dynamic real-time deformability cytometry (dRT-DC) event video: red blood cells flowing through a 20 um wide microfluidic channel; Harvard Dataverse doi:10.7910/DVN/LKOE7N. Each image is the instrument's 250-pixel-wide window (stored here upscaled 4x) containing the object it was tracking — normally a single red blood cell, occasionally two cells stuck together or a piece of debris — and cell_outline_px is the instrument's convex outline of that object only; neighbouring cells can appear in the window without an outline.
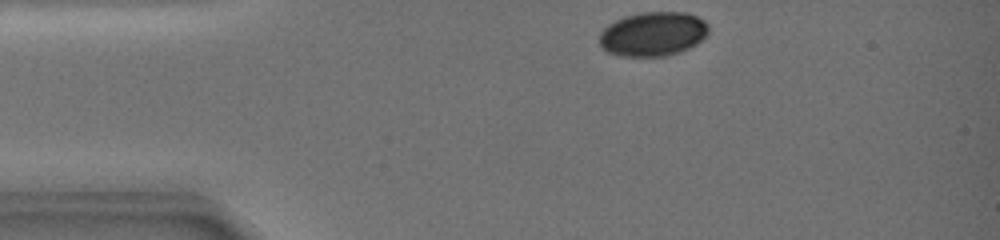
{"species": "common noctule bat (a hibernating species)", "species_latin": "Nyctalus noctula", "temperature_condition": "warm", "stored_images_in_passage": 41, "camera_frame_rate_fps": 3000, "um_per_image_px": 0.085, "animal": {"sex": "female", "body_mass_g": 19.0, "forearm_length_mm": 51.5}, "frame": {"image": 1, "passage_image": 1, "time_ms": 0.0, "image_size_px": [1000, 240], "cell_outline_px": [[708, 32], [696, 44], [680, 52], [664, 56], [616, 56], [600, 48], [600, 32], [608, 24], [624, 16], [644, 12], [684, 12], [696, 16], [704, 20], [708, 24]], "centroid_in_image_um": [55.47, 2.89], "position_along_channel_um": 29.5, "area_um2": 28.21}}
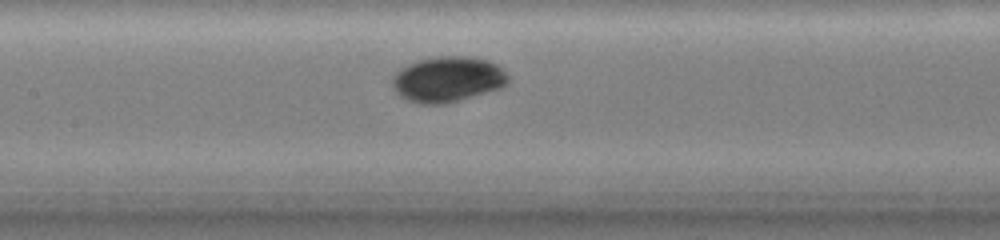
{"frame": {"image": 2, "passage_image": 21, "time_ms": 5.667, "image_size_px": [1000, 240], "cell_outline_px": [[508, 80], [504, 84], [496, 88], [456, 100], [436, 104], [428, 104], [412, 100], [404, 96], [392, 84], [392, 80], [396, 72], [400, 68], [408, 64], [420, 60], [436, 56], [472, 56], [488, 60], [496, 64], [508, 76]], "centroid_in_image_um": [38.05, 6.68], "position_along_channel_um": 169.3, "area_um2": 29.48}}
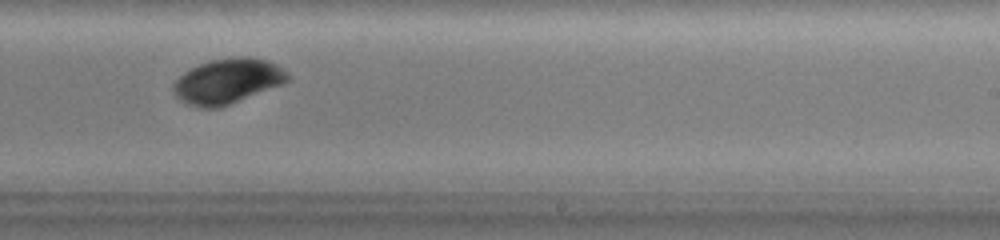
{"frame": {"image": 3, "passage_image": 32, "time_ms": 8.667, "image_size_px": [1000, 240], "cell_outline_px": [[288, 80], [228, 104], [216, 108], [200, 108], [184, 100], [172, 88], [176, 80], [184, 72], [200, 64], [212, 60], [232, 56], [248, 56], [268, 60], [276, 64], [288, 72]], "centroid_in_image_um": [19.35, 6.85], "position_along_channel_um": 269.6, "area_um2": 28.96}}